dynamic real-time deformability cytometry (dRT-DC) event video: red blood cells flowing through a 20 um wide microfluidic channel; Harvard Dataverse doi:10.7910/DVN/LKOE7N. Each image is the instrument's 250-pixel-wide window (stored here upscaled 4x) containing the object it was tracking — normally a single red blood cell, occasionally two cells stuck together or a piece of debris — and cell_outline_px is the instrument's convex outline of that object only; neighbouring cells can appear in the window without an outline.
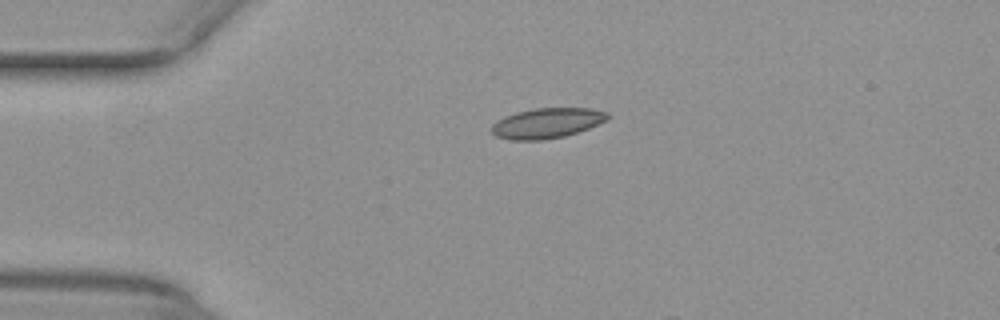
{"species": "common noctule bat (a hibernating species)", "species_latin": "Nyctalus noctula", "temperature_condition": "warm", "stored_images_in_passage": 4, "camera_frame_rate_fps": 3000, "um_per_image_px": 0.085, "animal": {"sex": "female", "body_mass_g": 29.2, "forearm_length_mm": 56.3}, "frame": {"image": 1, "passage_image": 1, "time_ms": 0.0, "image_size_px": [1000, 320], "cell_outline_px": [[612, 116], [608, 120], [588, 128], [564, 136], [544, 140], [512, 140], [496, 136], [488, 128], [496, 120], [504, 116], [516, 112], [536, 108], [592, 108], [608, 112]], "centroid_in_image_um": [46.49, 10.46], "position_along_channel_um": 38.5, "area_um2": 20.63}}